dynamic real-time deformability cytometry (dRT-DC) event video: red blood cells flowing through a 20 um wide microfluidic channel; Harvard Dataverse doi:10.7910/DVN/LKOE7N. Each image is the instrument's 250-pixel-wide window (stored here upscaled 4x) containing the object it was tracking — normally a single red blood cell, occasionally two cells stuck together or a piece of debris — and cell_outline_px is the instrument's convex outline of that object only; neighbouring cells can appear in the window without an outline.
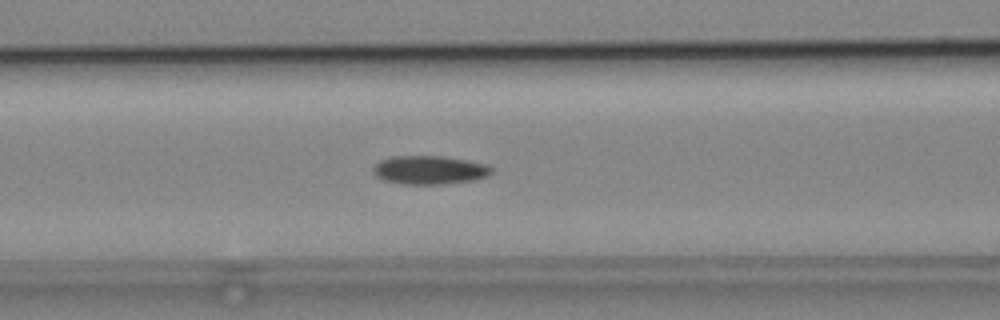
{"species": "common noctule bat (a hibernating species)", "species_latin": "Nyctalus noctula", "temperature_condition": "cold", "stored_images_in_passage": 54, "camera_frame_rate_fps": 3000, "um_per_image_px": 0.085, "animal": {"sex": "male", "body_mass_g": 19.2, "forearm_length_mm": 51.8}, "frame": {"image": 1, "passage_image": 23, "time_ms": 7.333, "image_size_px": [1000, 320], "cell_outline_px": [[492, 172], [488, 176], [476, 180], [440, 184], [404, 184], [384, 180], [376, 176], [372, 172], [372, 168], [380, 160], [392, 156], [444, 156], [488, 164], [492, 168]], "centroid_in_image_um": [36.52, 14.44], "position_along_channel_um": 130.1, "area_um2": 19.83}}
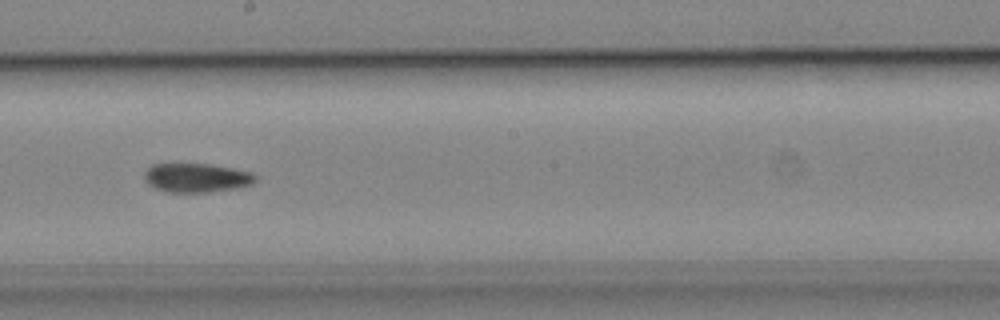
{"frame": {"image": 2, "passage_image": 31, "time_ms": 10.0, "image_size_px": [1000, 320], "cell_outline_px": [[256, 180], [252, 184], [236, 188], [208, 192], [168, 192], [156, 188], [148, 184], [144, 180], [144, 172], [152, 164], [208, 164], [232, 168], [252, 172], [256, 176]], "centroid_in_image_um": [16.69, 15.11], "position_along_channel_um": 231.5, "area_um2": 18.73}}
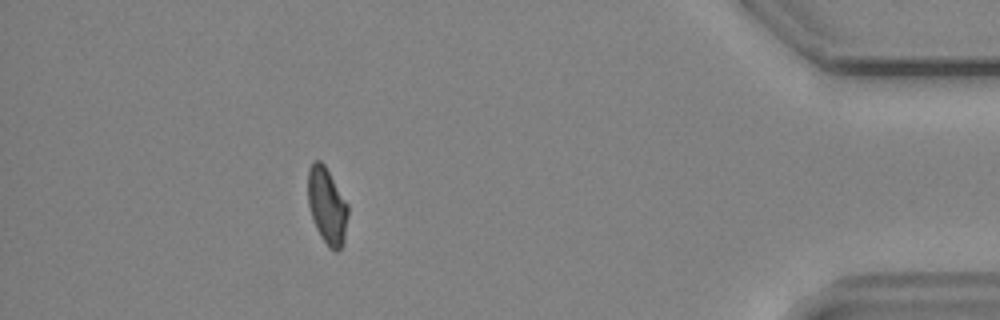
{"frame": {"image": 3, "passage_image": 49, "time_ms": 16.0, "image_size_px": [1000, 320], "cell_outline_px": [[348, 216], [344, 244], [336, 252], [328, 248], [320, 236], [316, 228], [308, 204], [308, 168], [312, 160], [320, 160], [324, 164], [348, 204]], "centroid_in_image_um": [27.8, 17.51], "position_along_channel_um": 407.4, "area_um2": 18.03}}